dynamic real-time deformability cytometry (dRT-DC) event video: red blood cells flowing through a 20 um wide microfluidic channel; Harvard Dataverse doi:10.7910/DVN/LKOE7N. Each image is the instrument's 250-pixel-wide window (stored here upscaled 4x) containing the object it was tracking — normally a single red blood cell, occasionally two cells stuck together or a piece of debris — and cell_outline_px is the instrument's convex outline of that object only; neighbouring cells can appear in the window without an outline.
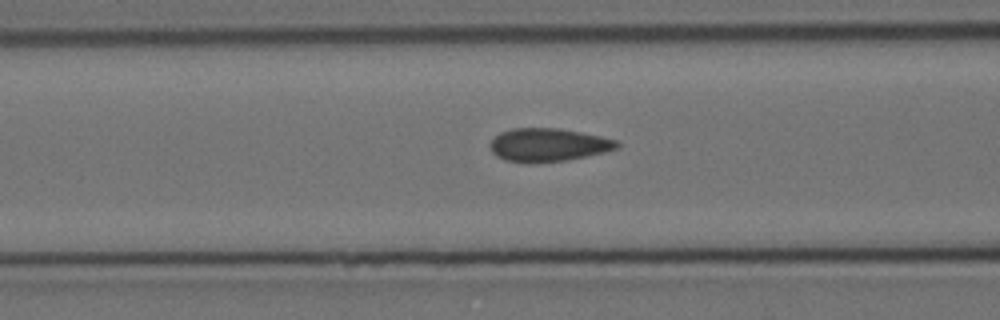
{"species": "Egyptian fruit bat (a non-hibernating species)", "species_latin": "Rousettus aegyptiacus", "temperature_condition": "cold", "stored_images_in_passage": 7, "camera_frame_rate_fps": 3000, "um_per_image_px": 0.085, "animal": {"sex": "female"}, "frame": {"image": 1, "passage_image": 5, "time_ms": 1.333, "image_size_px": [1000, 320], "cell_outline_px": [[620, 148], [604, 152], [564, 160], [504, 160], [496, 156], [492, 152], [488, 144], [500, 132], [512, 128], [560, 128], [600, 136], [616, 140], [620, 144]], "centroid_in_image_um": [46.6, 12.27], "position_along_channel_um": 120.0, "area_um2": 23.81}}